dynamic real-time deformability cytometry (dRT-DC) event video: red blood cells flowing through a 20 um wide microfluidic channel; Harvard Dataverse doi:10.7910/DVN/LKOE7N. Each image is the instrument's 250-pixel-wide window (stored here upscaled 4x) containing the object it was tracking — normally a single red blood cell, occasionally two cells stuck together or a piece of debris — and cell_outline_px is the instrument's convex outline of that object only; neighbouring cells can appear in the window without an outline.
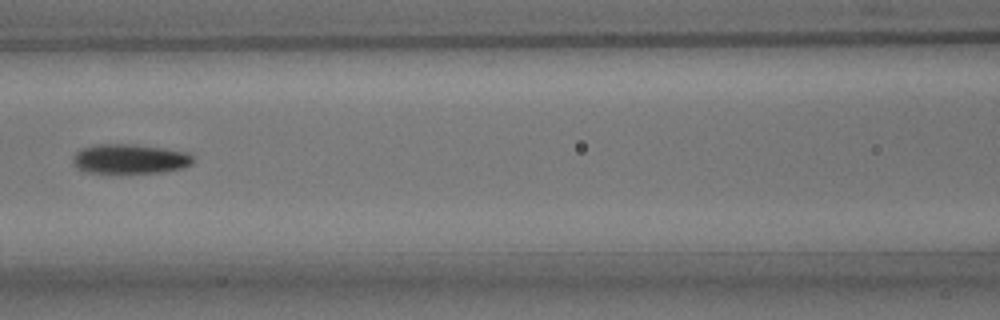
{"species": "common noctule bat (a hibernating species)", "species_latin": "Nyctalus noctula", "temperature_condition": "room temperature", "stored_images_in_passage": 9, "camera_frame_rate_fps": 3000, "um_per_image_px": 0.085, "animal": {"sex": "male", "body_mass_g": 15.6}, "frame": {"image": 1, "passage_image": 7, "time_ms": 7.0, "image_size_px": [1000, 320], "cell_outline_px": [[192, 164], [180, 168], [160, 172], [84, 172], [72, 160], [72, 156], [80, 148], [96, 144], [136, 144], [188, 152], [192, 156]], "centroid_in_image_um": [11.02, 13.48], "position_along_channel_um": 155.6, "area_um2": 20.46}}
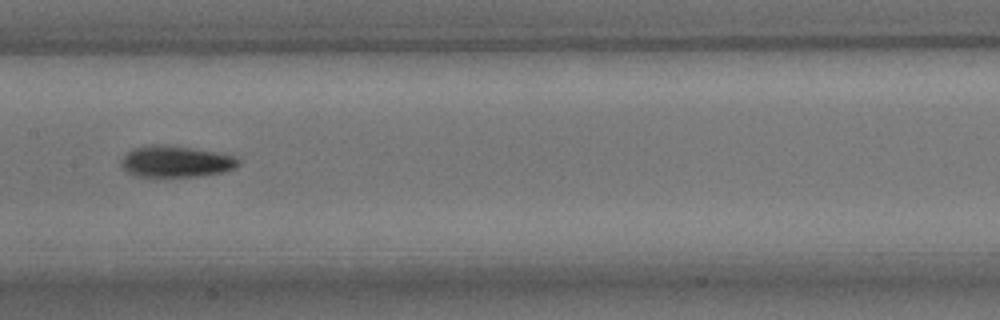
{"frame": {"image": 2, "passage_image": 8, "time_ms": 8.0, "image_size_px": [1000, 320], "cell_outline_px": [[240, 164], [236, 168], [224, 172], [200, 176], [136, 176], [128, 172], [120, 164], [120, 160], [132, 148], [148, 144], [156, 144], [192, 148], [216, 152], [236, 156], [240, 160]], "centroid_in_image_um": [14.97, 13.72], "position_along_channel_um": 192.4, "area_um2": 21.5}}
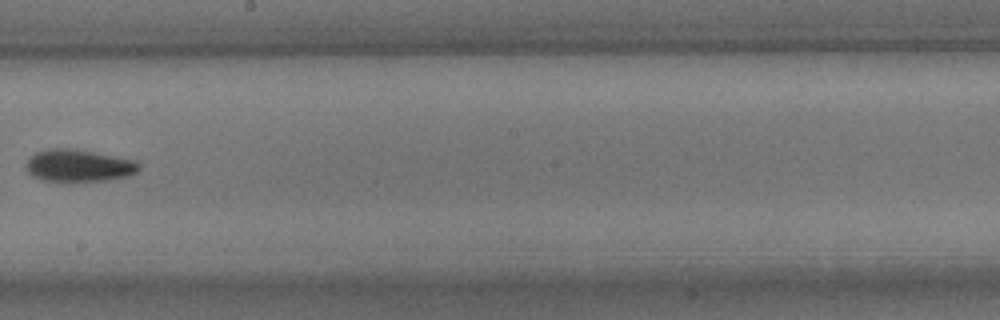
{"frame": {"image": 3, "passage_image": 9, "time_ms": 9.333, "image_size_px": [1000, 320], "cell_outline_px": [[140, 168], [136, 172], [128, 176], [108, 180], [44, 180], [32, 176], [28, 172], [28, 160], [36, 152], [48, 148], [72, 148], [136, 160], [140, 164]], "centroid_in_image_um": [6.73, 14.06], "position_along_channel_um": 241.5, "area_um2": 20.81}}